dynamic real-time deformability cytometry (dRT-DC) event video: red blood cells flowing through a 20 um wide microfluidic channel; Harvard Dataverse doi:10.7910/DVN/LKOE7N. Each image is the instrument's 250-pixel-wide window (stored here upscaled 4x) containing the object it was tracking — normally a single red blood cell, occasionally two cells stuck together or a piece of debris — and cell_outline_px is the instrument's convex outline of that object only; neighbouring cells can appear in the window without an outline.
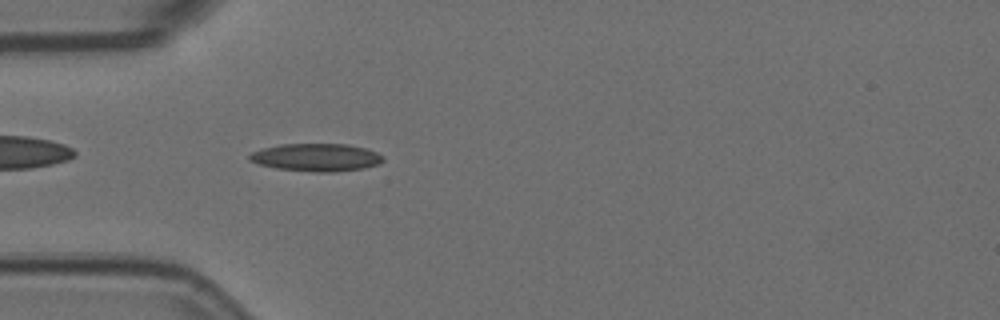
{"species": "Egyptian fruit bat (a non-hibernating species)", "species_latin": "Rousettus aegyptiacus", "temperature_condition": "room temperature", "stored_images_in_passage": 41, "camera_frame_rate_fps": 3000, "um_per_image_px": 0.085, "animal": {"sex": "female"}, "frame": {"image": 1, "passage_image": 1, "time_ms": 0.0, "image_size_px": [1000, 320], "cell_outline_px": [[384, 160], [380, 164], [364, 168], [336, 172], [316, 172], [276, 168], [260, 164], [248, 160], [248, 156], [252, 152], [264, 148], [280, 144], [348, 144], [364, 148], [376, 152], [384, 156]], "centroid_in_image_um": [26.92, 13.38], "position_along_channel_um": 58.1, "area_um2": 21.62}}
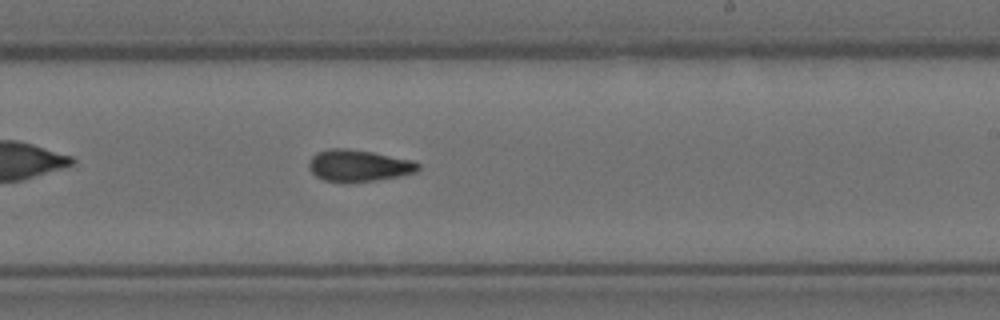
{"frame": {"image": 2, "passage_image": 18, "time_ms": 5.667, "image_size_px": [1000, 320], "cell_outline_px": [[420, 168], [416, 172], [400, 176], [372, 180], [324, 180], [316, 176], [308, 168], [308, 164], [312, 156], [316, 152], [328, 148], [348, 148], [372, 152], [412, 160], [420, 164]], "centroid_in_image_um": [30.48, 14.04], "position_along_channel_um": 258.5, "area_um2": 19.77}}
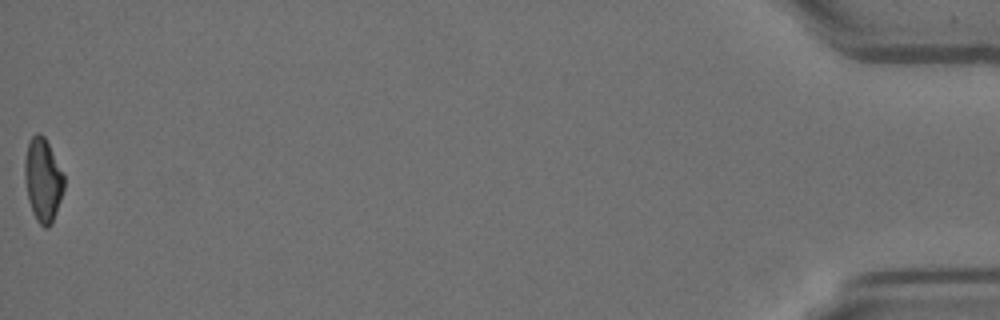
{"frame": {"image": 3, "passage_image": 41, "time_ms": 13.333, "image_size_px": [1000, 320], "cell_outline_px": [[64, 188], [52, 224], [48, 228], [44, 228], [36, 220], [32, 212], [28, 200], [24, 176], [24, 160], [28, 140], [36, 132], [40, 132], [44, 136], [64, 172]], "centroid_in_image_um": [3.64, 15.27], "position_along_channel_um": 431.6, "area_um2": 19.42}, "authors_computed_cell_mechanics": {"area_um2": 19.7098, "velocity_mm_per_s": 3.5801, "shape_relaxation_time_tau1_ms": 10.9526, "shape_relaxation_time_tau2_ms": 2.1072, "deformation_change_tau1": 0.236, "deformation_change_tau2": 0.0913}}